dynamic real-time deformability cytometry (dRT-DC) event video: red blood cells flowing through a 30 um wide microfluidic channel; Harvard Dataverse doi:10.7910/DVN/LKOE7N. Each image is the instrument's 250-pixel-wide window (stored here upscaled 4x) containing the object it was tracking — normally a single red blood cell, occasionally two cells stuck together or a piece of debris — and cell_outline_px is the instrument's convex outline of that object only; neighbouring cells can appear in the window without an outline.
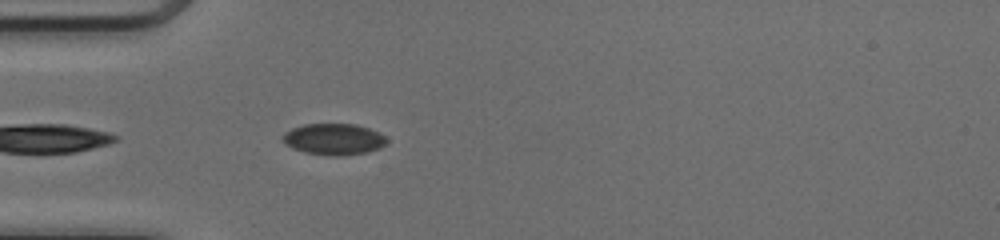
{"species": "common noctule bat (a hibernating species)", "species_latin": "Nyctalus noctula", "temperature_condition": "cold", "stored_images_in_passage": 37, "camera_frame_rate_fps": 3000, "um_per_image_px": 0.085, "animal": {"sex": "female", "body_mass_g": 17.0, "forearm_length_mm": 48.0}, "frame": {"image": 1, "passage_image": 2, "time_ms": 0.333, "image_size_px": [1000, 240], "cell_outline_px": [[388, 140], [380, 148], [368, 152], [340, 156], [332, 156], [304, 152], [292, 148], [284, 144], [280, 140], [280, 136], [284, 132], [292, 128], [304, 124], [356, 124], [368, 128], [384, 136]], "centroid_in_image_um": [28.3, 11.83], "position_along_channel_um": 56.7, "area_um2": 19.13}}
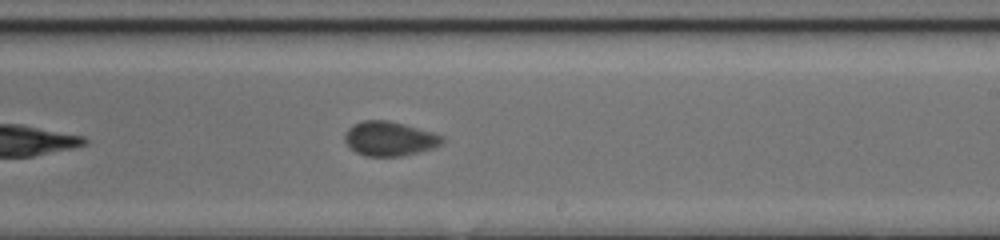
{"frame": {"image": 2, "passage_image": 17, "time_ms": 5.333, "image_size_px": [1000, 240], "cell_outline_px": [[444, 144], [432, 148], [400, 156], [364, 156], [356, 152], [344, 140], [344, 132], [352, 124], [364, 120], [388, 120], [404, 124], [432, 132], [444, 136]], "centroid_in_image_um": [33.1, 11.78], "position_along_channel_um": 255.9, "area_um2": 19.54}}
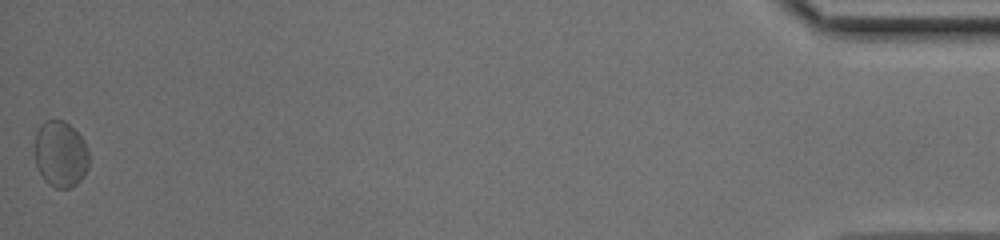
{"frame": {"image": 3, "passage_image": 37, "time_ms": 12.0, "image_size_px": [1000, 240], "cell_outline_px": [[88, 168], [84, 176], [76, 184], [68, 188], [56, 188], [48, 184], [44, 180], [36, 164], [36, 132], [48, 120], [64, 120], [84, 140], [88, 148]], "centroid_in_image_um": [5.17, 13.12], "position_along_channel_um": 430.0, "area_um2": 20.63}, "authors_computed_cell_mechanics": {"area_um2": 19.7098, "velocity_mm_per_s": 4.0963, "shape_relaxation_time_tau1_ms": null, "shape_relaxation_time_tau2_ms": 1.2625, "deformation_change_tau1": null, "deformation_change_tau2": 0.0445}}